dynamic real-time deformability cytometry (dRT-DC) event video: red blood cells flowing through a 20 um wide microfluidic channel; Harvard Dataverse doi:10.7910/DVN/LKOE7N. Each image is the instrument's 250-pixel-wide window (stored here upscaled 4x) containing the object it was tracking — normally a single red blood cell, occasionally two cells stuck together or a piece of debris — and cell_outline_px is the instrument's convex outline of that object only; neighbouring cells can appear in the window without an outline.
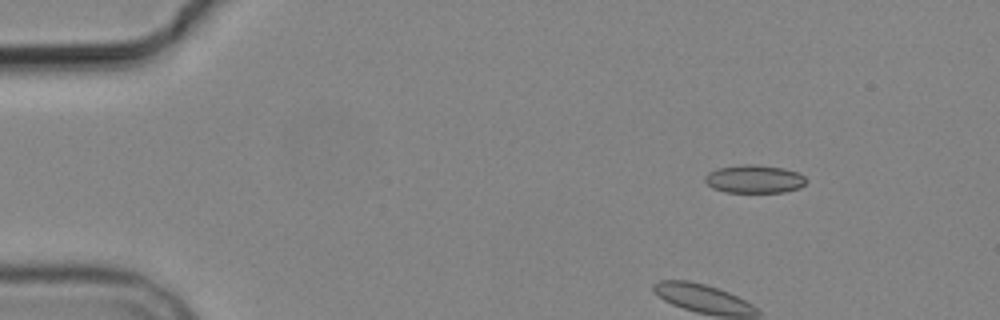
{"species": "common noctule bat (a hibernating species)", "species_latin": "Nyctalus noctula", "temperature_condition": "cold", "stored_images_in_passage": 3, "camera_frame_rate_fps": 3000, "um_per_image_px": 0.085, "animal": {"sex": "male", "body_mass_g": 19.2, "forearm_length_mm": 51.8}, "frame": {"image": 1, "passage_image": 1, "time_ms": 0.0, "image_size_px": [1000, 320], "cell_outline_px": [[808, 180], [800, 188], [784, 192], [724, 192], [712, 188], [704, 180], [704, 176], [708, 172], [716, 168], [744, 164], [756, 164], [784, 168], [800, 172]], "centroid_in_image_um": [64.13, 15.21], "position_along_channel_um": 20.9, "area_um2": 16.88}}